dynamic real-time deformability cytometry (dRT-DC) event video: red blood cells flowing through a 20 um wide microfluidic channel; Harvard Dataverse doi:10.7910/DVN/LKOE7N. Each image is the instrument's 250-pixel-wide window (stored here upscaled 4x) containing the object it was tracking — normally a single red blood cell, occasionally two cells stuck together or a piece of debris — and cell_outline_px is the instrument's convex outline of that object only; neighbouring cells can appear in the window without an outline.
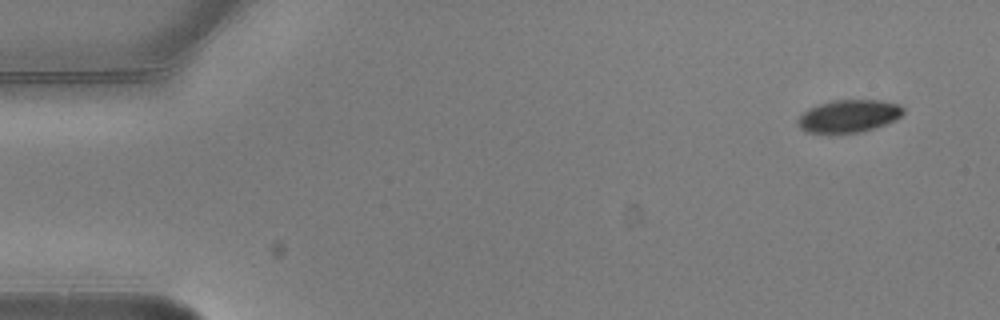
{"species": "common noctule bat (a hibernating species)", "species_latin": "Nyctalus noctula", "temperature_condition": "warm", "stored_images_in_passage": 7, "camera_frame_rate_fps": 3000, "um_per_image_px": 0.085, "animal": {"sex": "male", "body_mass_g": 20.5, "forearm_length_mm": 52.5}, "frame": {"image": 1, "passage_image": 1, "time_ms": 0.0, "image_size_px": [1000, 320], "cell_outline_px": [[904, 112], [896, 120], [860, 132], [808, 132], [800, 128], [800, 116], [808, 108], [832, 100], [880, 100], [900, 104], [904, 108]], "centroid_in_image_um": [72.2, 9.84], "position_along_channel_um": 12.8, "area_um2": 19.59}}
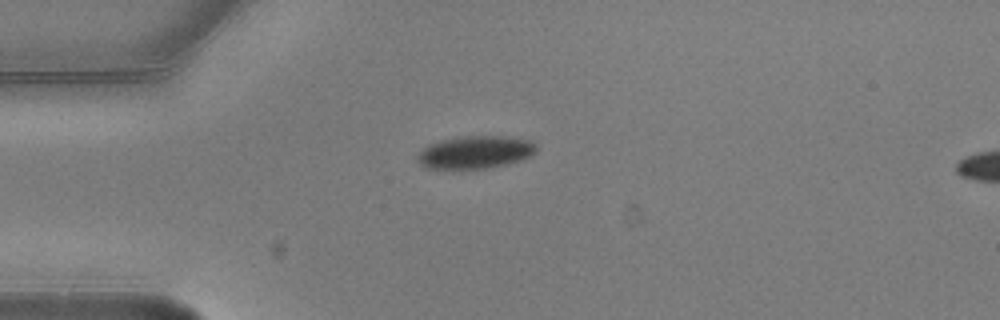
{"frame": {"image": 2, "passage_image": 4, "time_ms": 1.0, "image_size_px": [1000, 320], "cell_outline_px": [[536, 152], [532, 156], [520, 160], [504, 164], [484, 168], [428, 168], [420, 164], [420, 152], [428, 144], [440, 140], [460, 136], [508, 136], [532, 140], [536, 144]], "centroid_in_image_um": [40.46, 12.91], "position_along_channel_um": 44.5, "area_um2": 22.43}}
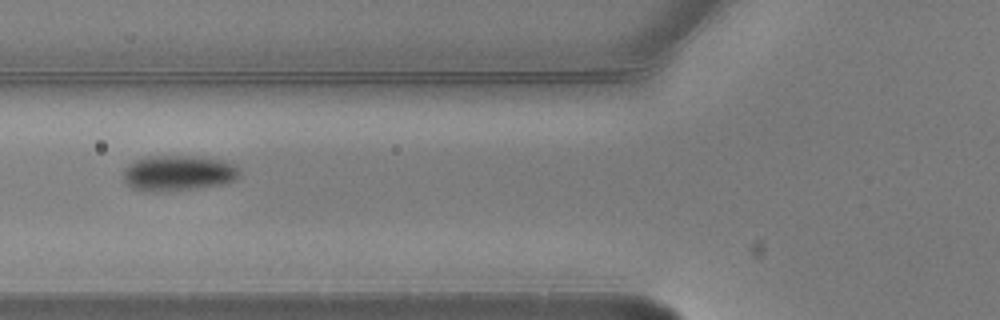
{"frame": {"image": 3, "passage_image": 6, "time_ms": 1.667, "image_size_px": [1000, 320], "cell_outline_px": [[240, 172], [232, 180], [220, 184], [188, 188], [144, 192], [132, 188], [124, 180], [124, 168], [128, 164], [136, 160], [148, 156], [192, 156], [224, 160], [236, 164]], "centroid_in_image_um": [15.11, 14.68], "position_along_channel_um": 110.7, "area_um2": 23.58}}